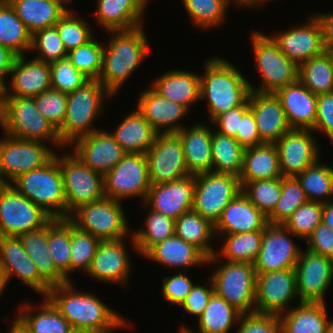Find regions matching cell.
Segmentation results:
<instances>
[{
    "label": "cell",
    "instance_id": "f5cc1de1",
    "mask_svg": "<svg viewBox=\"0 0 333 333\" xmlns=\"http://www.w3.org/2000/svg\"><path fill=\"white\" fill-rule=\"evenodd\" d=\"M104 45L94 39L70 50L67 59L89 79H98L102 70Z\"/></svg>",
    "mask_w": 333,
    "mask_h": 333
},
{
    "label": "cell",
    "instance_id": "9c48e42d",
    "mask_svg": "<svg viewBox=\"0 0 333 333\" xmlns=\"http://www.w3.org/2000/svg\"><path fill=\"white\" fill-rule=\"evenodd\" d=\"M209 278L214 293L244 314L256 313V272L253 263L224 261Z\"/></svg>",
    "mask_w": 333,
    "mask_h": 333
},
{
    "label": "cell",
    "instance_id": "11e5206c",
    "mask_svg": "<svg viewBox=\"0 0 333 333\" xmlns=\"http://www.w3.org/2000/svg\"><path fill=\"white\" fill-rule=\"evenodd\" d=\"M8 84L0 77V112L3 108L4 101L6 99V86Z\"/></svg>",
    "mask_w": 333,
    "mask_h": 333
},
{
    "label": "cell",
    "instance_id": "8fae6325",
    "mask_svg": "<svg viewBox=\"0 0 333 333\" xmlns=\"http://www.w3.org/2000/svg\"><path fill=\"white\" fill-rule=\"evenodd\" d=\"M3 135L0 139V184H11L20 175L43 167L56 154L47 143Z\"/></svg>",
    "mask_w": 333,
    "mask_h": 333
},
{
    "label": "cell",
    "instance_id": "277c9868",
    "mask_svg": "<svg viewBox=\"0 0 333 333\" xmlns=\"http://www.w3.org/2000/svg\"><path fill=\"white\" fill-rule=\"evenodd\" d=\"M114 97L98 79H90L75 91L67 94L66 116L57 129L62 144L67 147L95 129L93 120L103 113V101Z\"/></svg>",
    "mask_w": 333,
    "mask_h": 333
},
{
    "label": "cell",
    "instance_id": "3957f363",
    "mask_svg": "<svg viewBox=\"0 0 333 333\" xmlns=\"http://www.w3.org/2000/svg\"><path fill=\"white\" fill-rule=\"evenodd\" d=\"M143 26L108 31L111 37L107 45H104L102 70L98 80L113 96L150 51Z\"/></svg>",
    "mask_w": 333,
    "mask_h": 333
},
{
    "label": "cell",
    "instance_id": "d4e9b609",
    "mask_svg": "<svg viewBox=\"0 0 333 333\" xmlns=\"http://www.w3.org/2000/svg\"><path fill=\"white\" fill-rule=\"evenodd\" d=\"M25 56H16L13 61L6 97L34 98L51 88L50 63L35 58L27 60Z\"/></svg>",
    "mask_w": 333,
    "mask_h": 333
},
{
    "label": "cell",
    "instance_id": "ba28073f",
    "mask_svg": "<svg viewBox=\"0 0 333 333\" xmlns=\"http://www.w3.org/2000/svg\"><path fill=\"white\" fill-rule=\"evenodd\" d=\"M68 219L100 241L128 238L131 233L121 202L108 197L79 206Z\"/></svg>",
    "mask_w": 333,
    "mask_h": 333
},
{
    "label": "cell",
    "instance_id": "52a82bcc",
    "mask_svg": "<svg viewBox=\"0 0 333 333\" xmlns=\"http://www.w3.org/2000/svg\"><path fill=\"white\" fill-rule=\"evenodd\" d=\"M255 57V72L261 74V85L251 91L257 93H275L278 89L298 80L299 66L290 60L270 35L254 31L251 35Z\"/></svg>",
    "mask_w": 333,
    "mask_h": 333
},
{
    "label": "cell",
    "instance_id": "1f68e13d",
    "mask_svg": "<svg viewBox=\"0 0 333 333\" xmlns=\"http://www.w3.org/2000/svg\"><path fill=\"white\" fill-rule=\"evenodd\" d=\"M151 86L162 96L191 110L200 99V74L171 70L154 80Z\"/></svg>",
    "mask_w": 333,
    "mask_h": 333
},
{
    "label": "cell",
    "instance_id": "4fadbf2b",
    "mask_svg": "<svg viewBox=\"0 0 333 333\" xmlns=\"http://www.w3.org/2000/svg\"><path fill=\"white\" fill-rule=\"evenodd\" d=\"M105 197L117 201L127 198L146 200L151 187L146 153H127L103 176Z\"/></svg>",
    "mask_w": 333,
    "mask_h": 333
},
{
    "label": "cell",
    "instance_id": "9f6ffc18",
    "mask_svg": "<svg viewBox=\"0 0 333 333\" xmlns=\"http://www.w3.org/2000/svg\"><path fill=\"white\" fill-rule=\"evenodd\" d=\"M30 51L36 53L35 59L52 63L67 57V50L61 40L56 26L37 30L31 37Z\"/></svg>",
    "mask_w": 333,
    "mask_h": 333
},
{
    "label": "cell",
    "instance_id": "e0dca14e",
    "mask_svg": "<svg viewBox=\"0 0 333 333\" xmlns=\"http://www.w3.org/2000/svg\"><path fill=\"white\" fill-rule=\"evenodd\" d=\"M295 272L300 303H326L324 295L333 281V259L302 250Z\"/></svg>",
    "mask_w": 333,
    "mask_h": 333
},
{
    "label": "cell",
    "instance_id": "f6af8a7d",
    "mask_svg": "<svg viewBox=\"0 0 333 333\" xmlns=\"http://www.w3.org/2000/svg\"><path fill=\"white\" fill-rule=\"evenodd\" d=\"M145 229L132 232L133 250L144 256L154 245L175 235V220L152 209L145 217Z\"/></svg>",
    "mask_w": 333,
    "mask_h": 333
},
{
    "label": "cell",
    "instance_id": "f35d334b",
    "mask_svg": "<svg viewBox=\"0 0 333 333\" xmlns=\"http://www.w3.org/2000/svg\"><path fill=\"white\" fill-rule=\"evenodd\" d=\"M9 3L31 34L55 26L67 12L55 0H10Z\"/></svg>",
    "mask_w": 333,
    "mask_h": 333
},
{
    "label": "cell",
    "instance_id": "5b68a950",
    "mask_svg": "<svg viewBox=\"0 0 333 333\" xmlns=\"http://www.w3.org/2000/svg\"><path fill=\"white\" fill-rule=\"evenodd\" d=\"M3 133L31 141L47 142L64 149L58 130L37 109L34 98L6 97L0 112Z\"/></svg>",
    "mask_w": 333,
    "mask_h": 333
},
{
    "label": "cell",
    "instance_id": "d590c367",
    "mask_svg": "<svg viewBox=\"0 0 333 333\" xmlns=\"http://www.w3.org/2000/svg\"><path fill=\"white\" fill-rule=\"evenodd\" d=\"M24 250L35 263L39 275L50 285L69 282L56 268L48 245V223L42 228L19 236Z\"/></svg>",
    "mask_w": 333,
    "mask_h": 333
},
{
    "label": "cell",
    "instance_id": "836d02e7",
    "mask_svg": "<svg viewBox=\"0 0 333 333\" xmlns=\"http://www.w3.org/2000/svg\"><path fill=\"white\" fill-rule=\"evenodd\" d=\"M157 131L136 108L110 134L127 153H146L154 144Z\"/></svg>",
    "mask_w": 333,
    "mask_h": 333
},
{
    "label": "cell",
    "instance_id": "6125c7cd",
    "mask_svg": "<svg viewBox=\"0 0 333 333\" xmlns=\"http://www.w3.org/2000/svg\"><path fill=\"white\" fill-rule=\"evenodd\" d=\"M184 274L176 273L173 276L163 278L162 294L163 298L170 304L181 306L187 295L196 284Z\"/></svg>",
    "mask_w": 333,
    "mask_h": 333
},
{
    "label": "cell",
    "instance_id": "e575fe53",
    "mask_svg": "<svg viewBox=\"0 0 333 333\" xmlns=\"http://www.w3.org/2000/svg\"><path fill=\"white\" fill-rule=\"evenodd\" d=\"M43 299L45 300L39 303V310L36 309V312L31 303L21 304L15 317L30 333H74L71 324L52 302L47 297Z\"/></svg>",
    "mask_w": 333,
    "mask_h": 333
},
{
    "label": "cell",
    "instance_id": "d6a6232c",
    "mask_svg": "<svg viewBox=\"0 0 333 333\" xmlns=\"http://www.w3.org/2000/svg\"><path fill=\"white\" fill-rule=\"evenodd\" d=\"M143 257L171 269L205 265L208 260L198 248L176 235L154 245Z\"/></svg>",
    "mask_w": 333,
    "mask_h": 333
},
{
    "label": "cell",
    "instance_id": "6da1fadb",
    "mask_svg": "<svg viewBox=\"0 0 333 333\" xmlns=\"http://www.w3.org/2000/svg\"><path fill=\"white\" fill-rule=\"evenodd\" d=\"M47 298L76 332L110 333L113 329L129 326L124 316L94 294L76 291L72 281L51 286Z\"/></svg>",
    "mask_w": 333,
    "mask_h": 333
},
{
    "label": "cell",
    "instance_id": "34e18365",
    "mask_svg": "<svg viewBox=\"0 0 333 333\" xmlns=\"http://www.w3.org/2000/svg\"><path fill=\"white\" fill-rule=\"evenodd\" d=\"M9 330L7 333H30L17 318L13 320Z\"/></svg>",
    "mask_w": 333,
    "mask_h": 333
},
{
    "label": "cell",
    "instance_id": "89a4df30",
    "mask_svg": "<svg viewBox=\"0 0 333 333\" xmlns=\"http://www.w3.org/2000/svg\"><path fill=\"white\" fill-rule=\"evenodd\" d=\"M322 31V42L325 51L333 47V13H319L314 15Z\"/></svg>",
    "mask_w": 333,
    "mask_h": 333
},
{
    "label": "cell",
    "instance_id": "b9f144b4",
    "mask_svg": "<svg viewBox=\"0 0 333 333\" xmlns=\"http://www.w3.org/2000/svg\"><path fill=\"white\" fill-rule=\"evenodd\" d=\"M175 235L198 248L207 258L215 255L216 250L209 244L216 236L215 225L193 209L175 220Z\"/></svg>",
    "mask_w": 333,
    "mask_h": 333
},
{
    "label": "cell",
    "instance_id": "a7ac6f4b",
    "mask_svg": "<svg viewBox=\"0 0 333 333\" xmlns=\"http://www.w3.org/2000/svg\"><path fill=\"white\" fill-rule=\"evenodd\" d=\"M235 139L244 148L253 147L263 143L260 139L254 115L250 109L243 114Z\"/></svg>",
    "mask_w": 333,
    "mask_h": 333
},
{
    "label": "cell",
    "instance_id": "74e56055",
    "mask_svg": "<svg viewBox=\"0 0 333 333\" xmlns=\"http://www.w3.org/2000/svg\"><path fill=\"white\" fill-rule=\"evenodd\" d=\"M282 177L275 143H262L245 148L240 183Z\"/></svg>",
    "mask_w": 333,
    "mask_h": 333
},
{
    "label": "cell",
    "instance_id": "09005b40",
    "mask_svg": "<svg viewBox=\"0 0 333 333\" xmlns=\"http://www.w3.org/2000/svg\"><path fill=\"white\" fill-rule=\"evenodd\" d=\"M327 333H333V319H329Z\"/></svg>",
    "mask_w": 333,
    "mask_h": 333
},
{
    "label": "cell",
    "instance_id": "44dd1931",
    "mask_svg": "<svg viewBox=\"0 0 333 333\" xmlns=\"http://www.w3.org/2000/svg\"><path fill=\"white\" fill-rule=\"evenodd\" d=\"M195 175H188L168 183L151 185L142 205L177 220L193 209Z\"/></svg>",
    "mask_w": 333,
    "mask_h": 333
},
{
    "label": "cell",
    "instance_id": "8992f818",
    "mask_svg": "<svg viewBox=\"0 0 333 333\" xmlns=\"http://www.w3.org/2000/svg\"><path fill=\"white\" fill-rule=\"evenodd\" d=\"M11 184L52 218H66L63 176L55 157L43 167L20 175Z\"/></svg>",
    "mask_w": 333,
    "mask_h": 333
},
{
    "label": "cell",
    "instance_id": "f907efd6",
    "mask_svg": "<svg viewBox=\"0 0 333 333\" xmlns=\"http://www.w3.org/2000/svg\"><path fill=\"white\" fill-rule=\"evenodd\" d=\"M307 197L296 177H281V195L273 212L267 217L268 224H284Z\"/></svg>",
    "mask_w": 333,
    "mask_h": 333
},
{
    "label": "cell",
    "instance_id": "db71d44e",
    "mask_svg": "<svg viewBox=\"0 0 333 333\" xmlns=\"http://www.w3.org/2000/svg\"><path fill=\"white\" fill-rule=\"evenodd\" d=\"M100 242L98 238L90 233L79 230L71 222L70 274L81 269L85 273L89 271Z\"/></svg>",
    "mask_w": 333,
    "mask_h": 333
},
{
    "label": "cell",
    "instance_id": "7bdbcfd3",
    "mask_svg": "<svg viewBox=\"0 0 333 333\" xmlns=\"http://www.w3.org/2000/svg\"><path fill=\"white\" fill-rule=\"evenodd\" d=\"M245 148L233 137L213 131L211 140L212 172L241 175Z\"/></svg>",
    "mask_w": 333,
    "mask_h": 333
},
{
    "label": "cell",
    "instance_id": "5bb4252c",
    "mask_svg": "<svg viewBox=\"0 0 333 333\" xmlns=\"http://www.w3.org/2000/svg\"><path fill=\"white\" fill-rule=\"evenodd\" d=\"M241 191L239 177L233 174L215 172L196 174L193 210L215 225L223 209Z\"/></svg>",
    "mask_w": 333,
    "mask_h": 333
},
{
    "label": "cell",
    "instance_id": "816d5d0a",
    "mask_svg": "<svg viewBox=\"0 0 333 333\" xmlns=\"http://www.w3.org/2000/svg\"><path fill=\"white\" fill-rule=\"evenodd\" d=\"M242 193L268 217L276 207L281 195V177L240 183Z\"/></svg>",
    "mask_w": 333,
    "mask_h": 333
},
{
    "label": "cell",
    "instance_id": "94428289",
    "mask_svg": "<svg viewBox=\"0 0 333 333\" xmlns=\"http://www.w3.org/2000/svg\"><path fill=\"white\" fill-rule=\"evenodd\" d=\"M237 333H281L280 317L276 314H244Z\"/></svg>",
    "mask_w": 333,
    "mask_h": 333
},
{
    "label": "cell",
    "instance_id": "e7e4bbea",
    "mask_svg": "<svg viewBox=\"0 0 333 333\" xmlns=\"http://www.w3.org/2000/svg\"><path fill=\"white\" fill-rule=\"evenodd\" d=\"M208 288L204 285L195 284L187 295L185 301L181 304V307L189 313L199 318L204 312L211 296L214 294V286L212 280L208 277Z\"/></svg>",
    "mask_w": 333,
    "mask_h": 333
},
{
    "label": "cell",
    "instance_id": "7402d4cb",
    "mask_svg": "<svg viewBox=\"0 0 333 333\" xmlns=\"http://www.w3.org/2000/svg\"><path fill=\"white\" fill-rule=\"evenodd\" d=\"M70 147H74L73 153L85 165L103 176L127 154L106 130H97L83 136Z\"/></svg>",
    "mask_w": 333,
    "mask_h": 333
},
{
    "label": "cell",
    "instance_id": "2e32d148",
    "mask_svg": "<svg viewBox=\"0 0 333 333\" xmlns=\"http://www.w3.org/2000/svg\"><path fill=\"white\" fill-rule=\"evenodd\" d=\"M292 234L283 224H268L262 236L257 259L256 274L293 269L299 260L302 248L289 237Z\"/></svg>",
    "mask_w": 333,
    "mask_h": 333
},
{
    "label": "cell",
    "instance_id": "d6986e66",
    "mask_svg": "<svg viewBox=\"0 0 333 333\" xmlns=\"http://www.w3.org/2000/svg\"><path fill=\"white\" fill-rule=\"evenodd\" d=\"M312 129L291 128L276 143L282 177H296L320 158Z\"/></svg>",
    "mask_w": 333,
    "mask_h": 333
},
{
    "label": "cell",
    "instance_id": "ee69618b",
    "mask_svg": "<svg viewBox=\"0 0 333 333\" xmlns=\"http://www.w3.org/2000/svg\"><path fill=\"white\" fill-rule=\"evenodd\" d=\"M32 34L17 16L9 2H0V45L16 56L25 55L31 49Z\"/></svg>",
    "mask_w": 333,
    "mask_h": 333
},
{
    "label": "cell",
    "instance_id": "7c38bea8",
    "mask_svg": "<svg viewBox=\"0 0 333 333\" xmlns=\"http://www.w3.org/2000/svg\"><path fill=\"white\" fill-rule=\"evenodd\" d=\"M52 217L20 194L12 184H0V236H16L45 226Z\"/></svg>",
    "mask_w": 333,
    "mask_h": 333
},
{
    "label": "cell",
    "instance_id": "ab89813d",
    "mask_svg": "<svg viewBox=\"0 0 333 333\" xmlns=\"http://www.w3.org/2000/svg\"><path fill=\"white\" fill-rule=\"evenodd\" d=\"M243 314L235 307L231 306L224 298L215 293L211 296L204 312L197 319L198 328L191 329L183 325L182 331L188 333H229L232 326L238 325ZM185 326V327H184Z\"/></svg>",
    "mask_w": 333,
    "mask_h": 333
},
{
    "label": "cell",
    "instance_id": "7a4b0ae2",
    "mask_svg": "<svg viewBox=\"0 0 333 333\" xmlns=\"http://www.w3.org/2000/svg\"><path fill=\"white\" fill-rule=\"evenodd\" d=\"M204 69L200 75V99H207L211 124L219 115L242 106L251 88L240 70L222 56L208 58Z\"/></svg>",
    "mask_w": 333,
    "mask_h": 333
},
{
    "label": "cell",
    "instance_id": "7dc6e473",
    "mask_svg": "<svg viewBox=\"0 0 333 333\" xmlns=\"http://www.w3.org/2000/svg\"><path fill=\"white\" fill-rule=\"evenodd\" d=\"M308 201L327 203L333 201V167L315 164L296 176Z\"/></svg>",
    "mask_w": 333,
    "mask_h": 333
},
{
    "label": "cell",
    "instance_id": "ac0fdd59",
    "mask_svg": "<svg viewBox=\"0 0 333 333\" xmlns=\"http://www.w3.org/2000/svg\"><path fill=\"white\" fill-rule=\"evenodd\" d=\"M295 298L299 300L295 268L256 274V313L280 315Z\"/></svg>",
    "mask_w": 333,
    "mask_h": 333
},
{
    "label": "cell",
    "instance_id": "603a6c76",
    "mask_svg": "<svg viewBox=\"0 0 333 333\" xmlns=\"http://www.w3.org/2000/svg\"><path fill=\"white\" fill-rule=\"evenodd\" d=\"M314 14L300 26H292L273 36L271 34L280 50L298 66L325 51L321 27Z\"/></svg>",
    "mask_w": 333,
    "mask_h": 333
},
{
    "label": "cell",
    "instance_id": "f1b7e54d",
    "mask_svg": "<svg viewBox=\"0 0 333 333\" xmlns=\"http://www.w3.org/2000/svg\"><path fill=\"white\" fill-rule=\"evenodd\" d=\"M267 225V217L241 191L223 209L215 224V235L264 231Z\"/></svg>",
    "mask_w": 333,
    "mask_h": 333
},
{
    "label": "cell",
    "instance_id": "4316f807",
    "mask_svg": "<svg viewBox=\"0 0 333 333\" xmlns=\"http://www.w3.org/2000/svg\"><path fill=\"white\" fill-rule=\"evenodd\" d=\"M248 99L263 143H276L291 129L281 102L274 93L251 91Z\"/></svg>",
    "mask_w": 333,
    "mask_h": 333
},
{
    "label": "cell",
    "instance_id": "680465c9",
    "mask_svg": "<svg viewBox=\"0 0 333 333\" xmlns=\"http://www.w3.org/2000/svg\"><path fill=\"white\" fill-rule=\"evenodd\" d=\"M50 71L51 88L65 94L72 93L90 80L77 70L67 57L50 63Z\"/></svg>",
    "mask_w": 333,
    "mask_h": 333
},
{
    "label": "cell",
    "instance_id": "deb4b68c",
    "mask_svg": "<svg viewBox=\"0 0 333 333\" xmlns=\"http://www.w3.org/2000/svg\"><path fill=\"white\" fill-rule=\"evenodd\" d=\"M10 0H0V2H9Z\"/></svg>",
    "mask_w": 333,
    "mask_h": 333
},
{
    "label": "cell",
    "instance_id": "30bf717a",
    "mask_svg": "<svg viewBox=\"0 0 333 333\" xmlns=\"http://www.w3.org/2000/svg\"><path fill=\"white\" fill-rule=\"evenodd\" d=\"M54 157L63 176L66 218L79 206L105 197L103 175L85 165L73 151Z\"/></svg>",
    "mask_w": 333,
    "mask_h": 333
},
{
    "label": "cell",
    "instance_id": "ffe728a7",
    "mask_svg": "<svg viewBox=\"0 0 333 333\" xmlns=\"http://www.w3.org/2000/svg\"><path fill=\"white\" fill-rule=\"evenodd\" d=\"M0 269L7 281L14 276L28 288L47 297L51 286L39 275L35 263L24 250L22 241L16 236H0Z\"/></svg>",
    "mask_w": 333,
    "mask_h": 333
},
{
    "label": "cell",
    "instance_id": "2644e50d",
    "mask_svg": "<svg viewBox=\"0 0 333 333\" xmlns=\"http://www.w3.org/2000/svg\"><path fill=\"white\" fill-rule=\"evenodd\" d=\"M16 55L12 53L8 48L0 45V77L7 83L6 77H8L13 61Z\"/></svg>",
    "mask_w": 333,
    "mask_h": 333
},
{
    "label": "cell",
    "instance_id": "b9fcfbb0",
    "mask_svg": "<svg viewBox=\"0 0 333 333\" xmlns=\"http://www.w3.org/2000/svg\"><path fill=\"white\" fill-rule=\"evenodd\" d=\"M55 1L66 11H72L65 6L67 3L71 2L72 0H55Z\"/></svg>",
    "mask_w": 333,
    "mask_h": 333
},
{
    "label": "cell",
    "instance_id": "83f0119b",
    "mask_svg": "<svg viewBox=\"0 0 333 333\" xmlns=\"http://www.w3.org/2000/svg\"><path fill=\"white\" fill-rule=\"evenodd\" d=\"M274 94L280 100L291 128H314L317 109L316 94H313L299 80L278 89Z\"/></svg>",
    "mask_w": 333,
    "mask_h": 333
},
{
    "label": "cell",
    "instance_id": "60d3db41",
    "mask_svg": "<svg viewBox=\"0 0 333 333\" xmlns=\"http://www.w3.org/2000/svg\"><path fill=\"white\" fill-rule=\"evenodd\" d=\"M217 236L223 237V247L219 253L216 251L214 256L208 258L207 264H216L223 258L229 262L254 263L261 248L263 231Z\"/></svg>",
    "mask_w": 333,
    "mask_h": 333
},
{
    "label": "cell",
    "instance_id": "c3c4849f",
    "mask_svg": "<svg viewBox=\"0 0 333 333\" xmlns=\"http://www.w3.org/2000/svg\"><path fill=\"white\" fill-rule=\"evenodd\" d=\"M71 221L68 218H52L48 222V245L56 268L70 279Z\"/></svg>",
    "mask_w": 333,
    "mask_h": 333
},
{
    "label": "cell",
    "instance_id": "753ad0ef",
    "mask_svg": "<svg viewBox=\"0 0 333 333\" xmlns=\"http://www.w3.org/2000/svg\"><path fill=\"white\" fill-rule=\"evenodd\" d=\"M269 0H229L230 6L231 3H235L237 6H242V7H251V8H257L262 7L263 4H265Z\"/></svg>",
    "mask_w": 333,
    "mask_h": 333
},
{
    "label": "cell",
    "instance_id": "bcb514c9",
    "mask_svg": "<svg viewBox=\"0 0 333 333\" xmlns=\"http://www.w3.org/2000/svg\"><path fill=\"white\" fill-rule=\"evenodd\" d=\"M298 80L317 96L333 93V62L330 54L324 51L301 63Z\"/></svg>",
    "mask_w": 333,
    "mask_h": 333
},
{
    "label": "cell",
    "instance_id": "cb8c5ba5",
    "mask_svg": "<svg viewBox=\"0 0 333 333\" xmlns=\"http://www.w3.org/2000/svg\"><path fill=\"white\" fill-rule=\"evenodd\" d=\"M124 239L101 241L87 276L100 282L127 285L132 265Z\"/></svg>",
    "mask_w": 333,
    "mask_h": 333
},
{
    "label": "cell",
    "instance_id": "8c879c8a",
    "mask_svg": "<svg viewBox=\"0 0 333 333\" xmlns=\"http://www.w3.org/2000/svg\"><path fill=\"white\" fill-rule=\"evenodd\" d=\"M322 223L333 230V201L323 203Z\"/></svg>",
    "mask_w": 333,
    "mask_h": 333
},
{
    "label": "cell",
    "instance_id": "be15d7a7",
    "mask_svg": "<svg viewBox=\"0 0 333 333\" xmlns=\"http://www.w3.org/2000/svg\"><path fill=\"white\" fill-rule=\"evenodd\" d=\"M312 131L324 133L333 143V93L317 96L316 120Z\"/></svg>",
    "mask_w": 333,
    "mask_h": 333
},
{
    "label": "cell",
    "instance_id": "484cf974",
    "mask_svg": "<svg viewBox=\"0 0 333 333\" xmlns=\"http://www.w3.org/2000/svg\"><path fill=\"white\" fill-rule=\"evenodd\" d=\"M137 108L158 133L178 132L185 126L181 121L188 109L159 94L153 87L139 94Z\"/></svg>",
    "mask_w": 333,
    "mask_h": 333
},
{
    "label": "cell",
    "instance_id": "11a10c76",
    "mask_svg": "<svg viewBox=\"0 0 333 333\" xmlns=\"http://www.w3.org/2000/svg\"><path fill=\"white\" fill-rule=\"evenodd\" d=\"M323 203L307 201L298 207L284 222V226L297 238L305 241L322 223Z\"/></svg>",
    "mask_w": 333,
    "mask_h": 333
},
{
    "label": "cell",
    "instance_id": "f546056e",
    "mask_svg": "<svg viewBox=\"0 0 333 333\" xmlns=\"http://www.w3.org/2000/svg\"><path fill=\"white\" fill-rule=\"evenodd\" d=\"M96 22L108 31L130 30L141 25L149 0H97Z\"/></svg>",
    "mask_w": 333,
    "mask_h": 333
},
{
    "label": "cell",
    "instance_id": "03108f58",
    "mask_svg": "<svg viewBox=\"0 0 333 333\" xmlns=\"http://www.w3.org/2000/svg\"><path fill=\"white\" fill-rule=\"evenodd\" d=\"M309 251L333 259V230L320 223L306 240Z\"/></svg>",
    "mask_w": 333,
    "mask_h": 333
},
{
    "label": "cell",
    "instance_id": "979ff035",
    "mask_svg": "<svg viewBox=\"0 0 333 333\" xmlns=\"http://www.w3.org/2000/svg\"><path fill=\"white\" fill-rule=\"evenodd\" d=\"M327 52L330 54L333 62V47H331Z\"/></svg>",
    "mask_w": 333,
    "mask_h": 333
},
{
    "label": "cell",
    "instance_id": "6f0895ef",
    "mask_svg": "<svg viewBox=\"0 0 333 333\" xmlns=\"http://www.w3.org/2000/svg\"><path fill=\"white\" fill-rule=\"evenodd\" d=\"M88 24L84 18L75 16L73 11H67L55 24L67 52L86 44L93 38L92 29Z\"/></svg>",
    "mask_w": 333,
    "mask_h": 333
},
{
    "label": "cell",
    "instance_id": "91938a15",
    "mask_svg": "<svg viewBox=\"0 0 333 333\" xmlns=\"http://www.w3.org/2000/svg\"><path fill=\"white\" fill-rule=\"evenodd\" d=\"M39 112L50 121L56 129L62 124L66 116L67 94L50 88L34 97Z\"/></svg>",
    "mask_w": 333,
    "mask_h": 333
},
{
    "label": "cell",
    "instance_id": "8d00e7d4",
    "mask_svg": "<svg viewBox=\"0 0 333 333\" xmlns=\"http://www.w3.org/2000/svg\"><path fill=\"white\" fill-rule=\"evenodd\" d=\"M297 307L279 315L281 333H327L326 303H298Z\"/></svg>",
    "mask_w": 333,
    "mask_h": 333
},
{
    "label": "cell",
    "instance_id": "003e7915",
    "mask_svg": "<svg viewBox=\"0 0 333 333\" xmlns=\"http://www.w3.org/2000/svg\"><path fill=\"white\" fill-rule=\"evenodd\" d=\"M248 109L249 99L242 106L219 115L211 125L217 127L216 131L219 133L235 138L239 130L240 120Z\"/></svg>",
    "mask_w": 333,
    "mask_h": 333
},
{
    "label": "cell",
    "instance_id": "67dfc351",
    "mask_svg": "<svg viewBox=\"0 0 333 333\" xmlns=\"http://www.w3.org/2000/svg\"><path fill=\"white\" fill-rule=\"evenodd\" d=\"M179 333H188L187 331L180 330Z\"/></svg>",
    "mask_w": 333,
    "mask_h": 333
},
{
    "label": "cell",
    "instance_id": "681fc988",
    "mask_svg": "<svg viewBox=\"0 0 333 333\" xmlns=\"http://www.w3.org/2000/svg\"><path fill=\"white\" fill-rule=\"evenodd\" d=\"M191 22L199 28L221 26L225 22L229 0H183Z\"/></svg>",
    "mask_w": 333,
    "mask_h": 333
},
{
    "label": "cell",
    "instance_id": "2a66077c",
    "mask_svg": "<svg viewBox=\"0 0 333 333\" xmlns=\"http://www.w3.org/2000/svg\"><path fill=\"white\" fill-rule=\"evenodd\" d=\"M8 284L6 274L0 269V297L4 293L6 286Z\"/></svg>",
    "mask_w": 333,
    "mask_h": 333
},
{
    "label": "cell",
    "instance_id": "4dcf8cb0",
    "mask_svg": "<svg viewBox=\"0 0 333 333\" xmlns=\"http://www.w3.org/2000/svg\"><path fill=\"white\" fill-rule=\"evenodd\" d=\"M189 128V129H188ZM182 141L186 166L192 175L212 172V129L198 122L176 132Z\"/></svg>",
    "mask_w": 333,
    "mask_h": 333
},
{
    "label": "cell",
    "instance_id": "9a60e30c",
    "mask_svg": "<svg viewBox=\"0 0 333 333\" xmlns=\"http://www.w3.org/2000/svg\"><path fill=\"white\" fill-rule=\"evenodd\" d=\"M151 185L168 183L190 175L183 144L176 132L157 133L154 144L146 152Z\"/></svg>",
    "mask_w": 333,
    "mask_h": 333
}]
</instances>
